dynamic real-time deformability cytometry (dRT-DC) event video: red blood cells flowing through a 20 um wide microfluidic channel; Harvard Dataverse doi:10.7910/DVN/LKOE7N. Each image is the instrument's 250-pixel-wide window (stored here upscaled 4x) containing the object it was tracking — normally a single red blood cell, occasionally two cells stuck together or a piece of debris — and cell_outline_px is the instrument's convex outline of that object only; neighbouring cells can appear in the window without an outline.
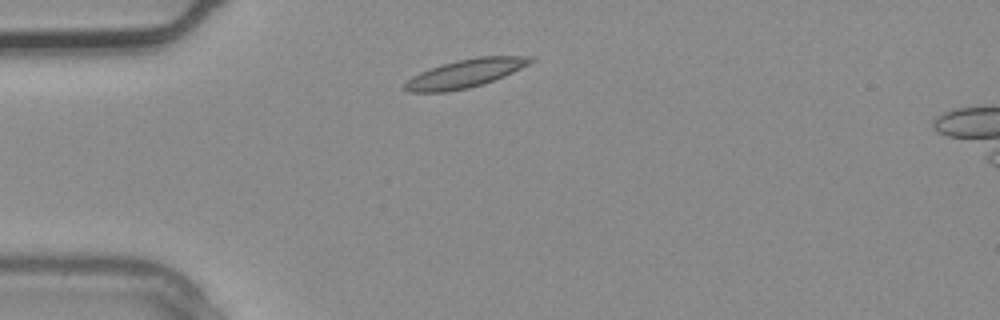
{"species": "common noctule bat (a hibernating species)", "species_latin": "Nyctalus noctula", "temperature_condition": "warm", "stored_images_in_passage": 2, "segment_of_instrument_passage": [2, 2], "camera_frame_rate_fps": 3000, "um_per_image_px": 0.085, "animal": {"sex": "male", "body_mass_g": 20.4}, "frame": {"image": 1, "passage_image": 2, "time_ms": 0.333, "image_size_px": [1000, 320], "cell_outline_px": [[536, 60], [504, 76], [468, 88], [444, 92], [408, 92], [404, 88], [404, 84], [412, 76], [420, 72], [440, 64], [456, 60], [480, 56], [532, 56]], "centroid_in_image_um": [39.52, 6.23], "position_along_channel_um": 45.5, "area_um2": 20.52}}